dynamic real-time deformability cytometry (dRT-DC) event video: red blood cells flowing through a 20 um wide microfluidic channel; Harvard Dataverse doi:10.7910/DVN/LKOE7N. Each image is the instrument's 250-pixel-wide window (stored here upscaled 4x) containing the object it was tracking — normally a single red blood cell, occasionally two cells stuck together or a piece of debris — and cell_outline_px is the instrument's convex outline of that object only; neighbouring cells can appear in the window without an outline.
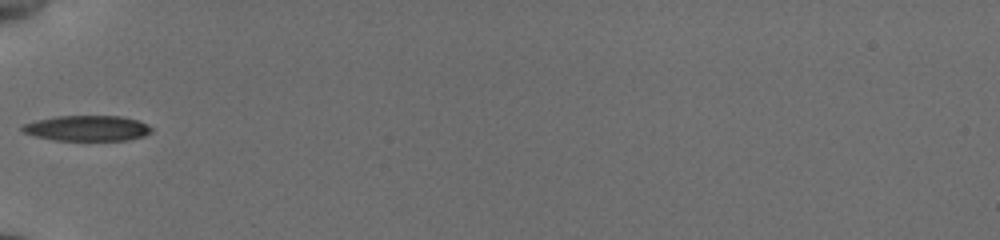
{"species": "common noctule bat (a hibernating species)", "species_latin": "Nyctalus noctula", "temperature_condition": "cold", "stored_images_in_passage": 35, "camera_frame_rate_fps": 3000, "um_per_image_px": 0.085, "animal": {"sex": "female", "body_mass_g": 19.5, "forearm_length_mm": 54.1}, "frame": {"image": 1, "passage_image": 1, "time_ms": 0.0, "image_size_px": [1000, 240], "cell_outline_px": [[152, 132], [144, 136], [128, 140], [52, 140], [36, 136], [24, 132], [20, 128], [24, 124], [36, 120], [56, 116], [120, 116], [136, 120], [148, 124], [152, 128]], "centroid_in_image_um": [7.43, 10.9], "position_along_channel_um": 77.6, "area_um2": 19.13}}
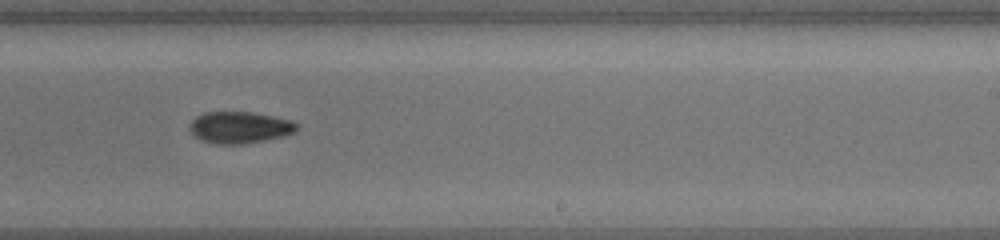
{"frame": {"image": 2, "passage_image": 16, "time_ms": 5.0, "image_size_px": [1000, 240], "cell_outline_px": [[296, 128], [292, 132], [284, 136], [244, 144], [212, 144], [200, 140], [192, 132], [192, 120], [196, 116], [204, 112], [252, 112], [292, 120], [296, 124]], "centroid_in_image_um": [20.36, 10.83], "position_along_channel_um": 268.6, "area_um2": 19.54}}
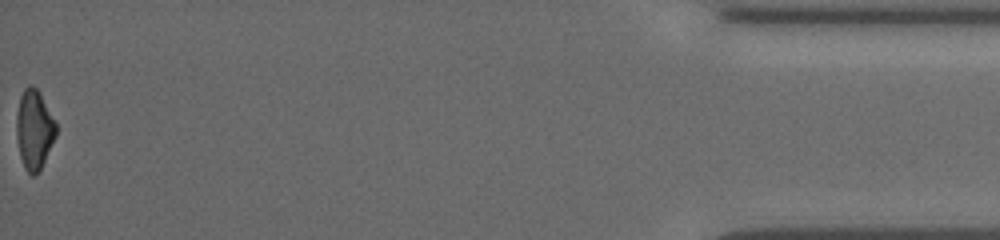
{"frame": {"image": 3, "passage_image": 35, "time_ms": 11.333, "image_size_px": [1000, 240], "cell_outline_px": [[56, 136], [36, 176], [32, 176], [24, 168], [20, 156], [16, 136], [16, 116], [20, 96], [24, 88], [36, 88], [40, 92], [56, 124]], "centroid_in_image_um": [2.89, 11.04], "position_along_channel_um": 432.3, "area_um2": 18.03}, "authors_computed_cell_mechanics": {"area_um2": 19.074, "velocity_mm_per_s": 3.8426, "shape_relaxation_time_tau1_ms": 2.5729, "shape_relaxation_time_tau2_ms": null, "deformation_change_tau1": 0.1413, "deformation_change_tau2": null}}